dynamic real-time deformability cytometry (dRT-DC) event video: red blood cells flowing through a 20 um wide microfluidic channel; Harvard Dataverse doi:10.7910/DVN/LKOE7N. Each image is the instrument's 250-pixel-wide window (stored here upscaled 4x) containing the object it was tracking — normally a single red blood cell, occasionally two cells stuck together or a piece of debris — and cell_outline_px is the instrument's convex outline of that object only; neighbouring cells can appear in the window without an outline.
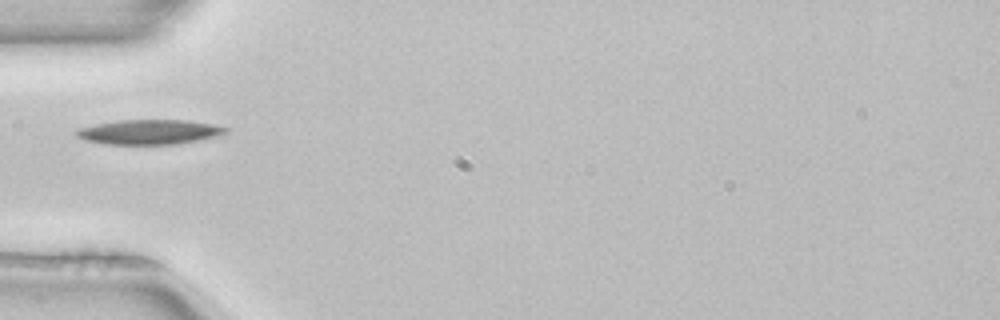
{"species": "common noctule bat (a hibernating species)", "species_latin": "Nyctalus noctula", "temperature_condition": "room temperature", "stored_images_in_passage": 35, "camera_frame_rate_fps": 3000, "um_per_image_px": 0.085, "animal": {"sex": "female", "body_mass_g": 22.7, "forearm_length_mm": 54.2}, "frame": {"image": 1, "passage_image": 1, "time_ms": 0.0, "image_size_px": [1000, 320], "cell_outline_px": [[228, 132], [216, 136], [176, 144], [104, 144], [84, 140], [76, 136], [72, 132], [76, 128], [96, 124], [120, 120], [188, 120], [212, 124], [228, 128]], "centroid_in_image_um": [12.62, 11.21], "position_along_channel_um": 72.4, "area_um2": 21.56}}
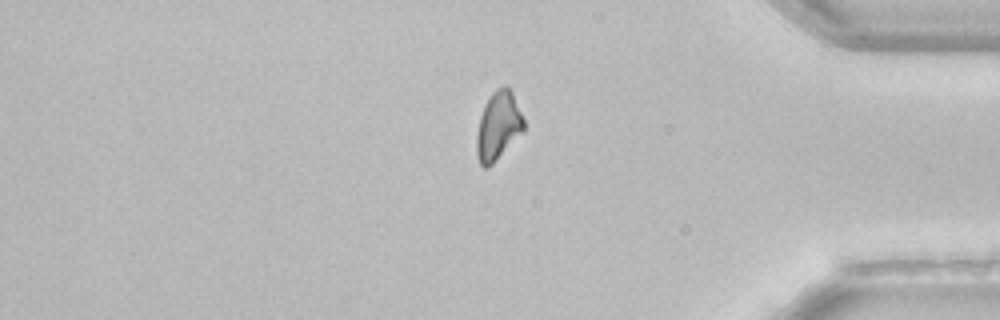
{"frame": {"image": 2, "passage_image": 27, "time_ms": 8.667, "image_size_px": [1000, 320], "cell_outline_px": [[524, 132], [488, 168], [484, 168], [480, 164], [476, 156], [476, 136], [480, 116], [484, 104], [488, 96], [496, 88], [504, 84], [512, 92], [524, 120]], "centroid_in_image_um": [42.33, 10.7], "position_along_channel_um": 392.9, "area_um2": 19.02}}
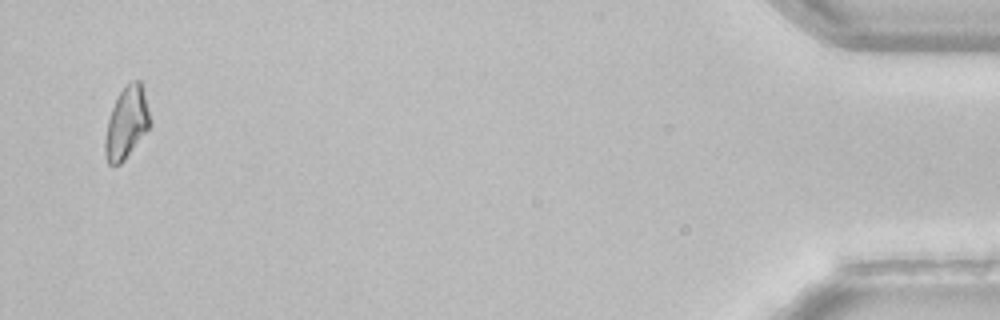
{"frame": {"image": 3, "passage_image": 34, "time_ms": 11.0, "image_size_px": [1000, 320], "cell_outline_px": [[152, 124], [124, 160], [120, 164], [108, 164], [104, 156], [104, 140], [108, 120], [112, 108], [120, 92], [132, 80], [140, 80], [152, 120]], "centroid_in_image_um": [10.76, 10.46], "position_along_channel_um": 424.4, "area_um2": 18.67}, "authors_computed_cell_mechanics": {"area_um2": 19.363, "velocity_mm_per_s": 3.9977, "shape_relaxation_time_tau1_ms": 4.6616, "shape_relaxation_time_tau2_ms": null, "deformation_change_tau1": 0.1424, "deformation_change_tau2": null}}